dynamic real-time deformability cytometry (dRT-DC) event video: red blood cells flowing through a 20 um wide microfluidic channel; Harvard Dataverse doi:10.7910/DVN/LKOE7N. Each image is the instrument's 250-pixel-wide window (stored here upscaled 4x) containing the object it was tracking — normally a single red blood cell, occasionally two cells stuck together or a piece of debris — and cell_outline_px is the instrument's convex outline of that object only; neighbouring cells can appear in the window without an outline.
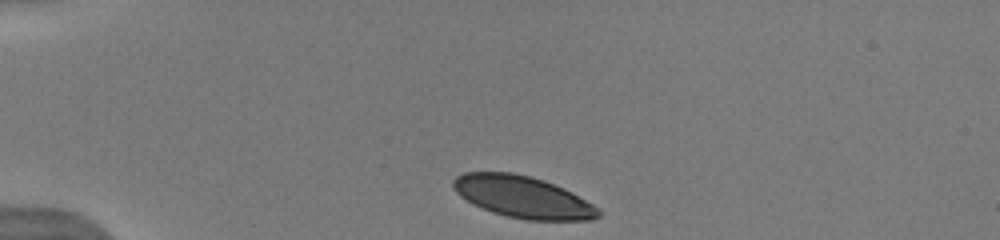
{"species": "human", "species_latin": "Homo sapiens", "temperature_condition": "warm", "stored_images_in_passage": 16, "camera_frame_rate_fps": 3000, "um_per_image_px": 0.085, "donor": {"sex": "male"}, "frame": {"image": 1, "passage_image": 1, "time_ms": 0.0, "image_size_px": [1000, 240], "cell_outline_px": [[600, 216], [592, 220], [524, 220], [492, 212], [472, 204], [460, 196], [452, 188], [452, 180], [456, 176], [464, 172], [512, 172], [544, 180], [564, 188], [572, 192], [592, 204], [600, 212]], "centroid_in_image_um": [44.4, 16.74], "position_along_channel_um": 40.6, "area_um2": 35.37}}
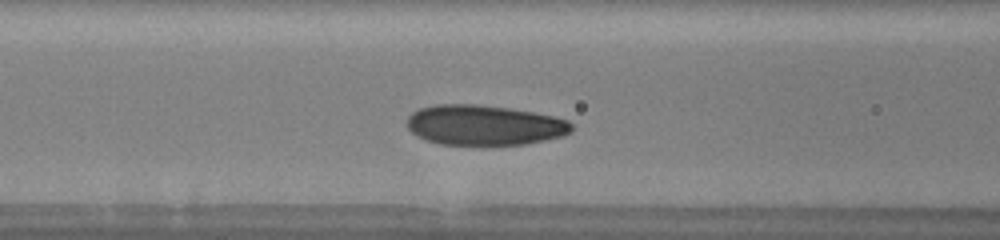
{"frame": {"image": 2, "passage_image": 13, "time_ms": 3.333, "image_size_px": [1000, 240], "cell_outline_px": [[572, 132], [564, 136], [528, 144], [440, 144], [416, 136], [408, 128], [408, 116], [412, 112], [420, 108], [436, 104], [476, 104], [508, 108], [532, 112], [552, 116], [568, 120], [572, 124]], "centroid_in_image_um": [41.18, 10.63], "position_along_channel_um": 125.4, "area_um2": 38.44}}